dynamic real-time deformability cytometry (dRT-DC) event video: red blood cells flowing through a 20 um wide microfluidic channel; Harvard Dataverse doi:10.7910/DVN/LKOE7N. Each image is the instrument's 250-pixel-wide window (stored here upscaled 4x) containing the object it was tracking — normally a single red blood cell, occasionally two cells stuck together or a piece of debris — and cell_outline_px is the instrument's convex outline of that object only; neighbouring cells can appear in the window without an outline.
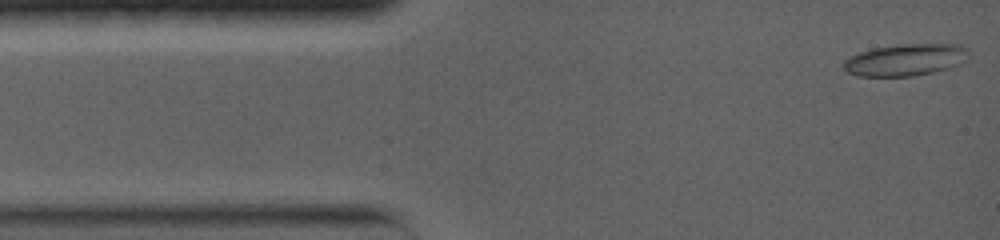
{"species": "common noctule bat (a hibernating species)", "species_latin": "Nyctalus noctula", "temperature_condition": "warm", "stored_images_in_passage": 99, "camera_frame_rate_fps": 5000, "um_per_image_px": 0.085, "animal": {"sex": "female", "body_mass_g": 19.0, "forearm_length_mm": 56.7}, "frame": {"image": 1, "passage_image": 1, "time_ms": 0.0, "image_size_px": [1000, 240], "cell_outline_px": [[968, 56], [960, 64], [948, 68], [932, 72], [912, 76], [856, 76], [848, 72], [844, 68], [844, 60], [860, 52], [872, 48], [900, 44], [960, 44], [968, 48]], "centroid_in_image_um": [76.98, 5.08], "position_along_channel_um": 8.0, "area_um2": 23.18}}
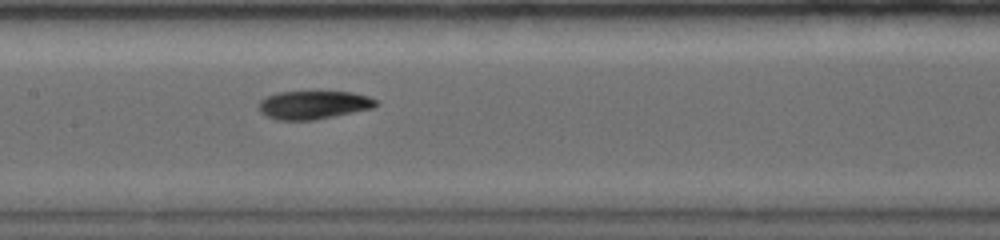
{"frame": {"image": 2, "passage_image": 44, "time_ms": 6.4, "image_size_px": [1000, 240], "cell_outline_px": [[376, 104], [372, 108], [312, 120], [276, 120], [260, 112], [260, 100], [276, 92], [352, 92], [368, 96], [376, 100]], "centroid_in_image_um": [26.62, 8.91], "position_along_channel_um": 180.8, "area_um2": 18.96}}
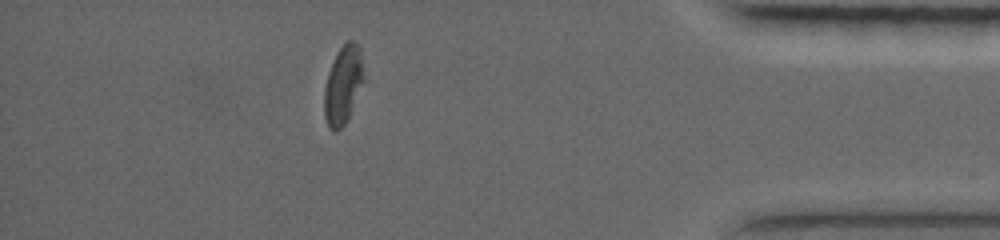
{"frame": {"image": 3, "passage_image": 90, "time_ms": 13.4, "image_size_px": [1000, 240], "cell_outline_px": [[364, 80], [348, 120], [336, 132], [332, 132], [328, 128], [324, 116], [324, 88], [328, 72], [336, 52], [348, 40], [352, 40], [360, 48], [364, 76]], "centroid_in_image_um": [29.15, 7.25], "position_along_channel_um": 406.1, "area_um2": 18.21}, "authors_computed_cell_mechanics": {"area_um2": 19.5364, "velocity_mm_per_s": 3.8029, "shape_relaxation_time_tau1_ms": 4.7121, "shape_relaxation_time_tau2_ms": 7.72, "deformation_change_tau1": 0.1649, "deformation_change_tau2": 0.1004}}